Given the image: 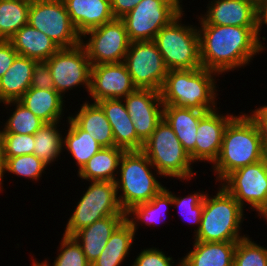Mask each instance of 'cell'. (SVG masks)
<instances>
[{
  "label": "cell",
  "mask_w": 267,
  "mask_h": 266,
  "mask_svg": "<svg viewBox=\"0 0 267 266\" xmlns=\"http://www.w3.org/2000/svg\"><path fill=\"white\" fill-rule=\"evenodd\" d=\"M28 23L45 33L60 48L81 44V35L71 22L63 0H31Z\"/></svg>",
  "instance_id": "10"
},
{
  "label": "cell",
  "mask_w": 267,
  "mask_h": 266,
  "mask_svg": "<svg viewBox=\"0 0 267 266\" xmlns=\"http://www.w3.org/2000/svg\"><path fill=\"white\" fill-rule=\"evenodd\" d=\"M108 119L115 141V147L125 151H141L144 143L137 137L133 121L123 99H104L97 102Z\"/></svg>",
  "instance_id": "19"
},
{
  "label": "cell",
  "mask_w": 267,
  "mask_h": 266,
  "mask_svg": "<svg viewBox=\"0 0 267 266\" xmlns=\"http://www.w3.org/2000/svg\"><path fill=\"white\" fill-rule=\"evenodd\" d=\"M31 87L47 90L55 89L47 60L35 61Z\"/></svg>",
  "instance_id": "41"
},
{
  "label": "cell",
  "mask_w": 267,
  "mask_h": 266,
  "mask_svg": "<svg viewBox=\"0 0 267 266\" xmlns=\"http://www.w3.org/2000/svg\"><path fill=\"white\" fill-rule=\"evenodd\" d=\"M49 166L45 164L41 159L36 157L34 154H25L16 157H5V168L2 176L0 177V192L3 191V177L5 173L8 175L13 174L20 178H25L26 180H32L33 182H38L42 177V174H45V170Z\"/></svg>",
  "instance_id": "35"
},
{
  "label": "cell",
  "mask_w": 267,
  "mask_h": 266,
  "mask_svg": "<svg viewBox=\"0 0 267 266\" xmlns=\"http://www.w3.org/2000/svg\"><path fill=\"white\" fill-rule=\"evenodd\" d=\"M9 41L19 55L36 61L48 60L60 49L45 33L29 23L22 26Z\"/></svg>",
  "instance_id": "26"
},
{
  "label": "cell",
  "mask_w": 267,
  "mask_h": 266,
  "mask_svg": "<svg viewBox=\"0 0 267 266\" xmlns=\"http://www.w3.org/2000/svg\"><path fill=\"white\" fill-rule=\"evenodd\" d=\"M197 29L202 67L219 75L244 68L267 49L259 27L200 24Z\"/></svg>",
  "instance_id": "1"
},
{
  "label": "cell",
  "mask_w": 267,
  "mask_h": 266,
  "mask_svg": "<svg viewBox=\"0 0 267 266\" xmlns=\"http://www.w3.org/2000/svg\"><path fill=\"white\" fill-rule=\"evenodd\" d=\"M142 0H110L112 13L115 18L121 19Z\"/></svg>",
  "instance_id": "44"
},
{
  "label": "cell",
  "mask_w": 267,
  "mask_h": 266,
  "mask_svg": "<svg viewBox=\"0 0 267 266\" xmlns=\"http://www.w3.org/2000/svg\"><path fill=\"white\" fill-rule=\"evenodd\" d=\"M199 191V192H198ZM193 191L192 193H188L187 196H179L175 193H172V206L178 208V213L182 217L181 219H184L186 222H188V225L194 226V232L193 236L197 233L200 223H201V217H202V211L204 207V196L207 193L204 190L200 191ZM194 193V194H193Z\"/></svg>",
  "instance_id": "36"
},
{
  "label": "cell",
  "mask_w": 267,
  "mask_h": 266,
  "mask_svg": "<svg viewBox=\"0 0 267 266\" xmlns=\"http://www.w3.org/2000/svg\"><path fill=\"white\" fill-rule=\"evenodd\" d=\"M136 234L125 219L112 233L100 256L91 266H121L133 248Z\"/></svg>",
  "instance_id": "30"
},
{
  "label": "cell",
  "mask_w": 267,
  "mask_h": 266,
  "mask_svg": "<svg viewBox=\"0 0 267 266\" xmlns=\"http://www.w3.org/2000/svg\"><path fill=\"white\" fill-rule=\"evenodd\" d=\"M59 244V247H57L58 256L53 260L52 266H91L80 244L73 236L63 234ZM45 261L51 266L47 258Z\"/></svg>",
  "instance_id": "38"
},
{
  "label": "cell",
  "mask_w": 267,
  "mask_h": 266,
  "mask_svg": "<svg viewBox=\"0 0 267 266\" xmlns=\"http://www.w3.org/2000/svg\"><path fill=\"white\" fill-rule=\"evenodd\" d=\"M220 184L246 210L259 215L267 209V157L228 174Z\"/></svg>",
  "instance_id": "12"
},
{
  "label": "cell",
  "mask_w": 267,
  "mask_h": 266,
  "mask_svg": "<svg viewBox=\"0 0 267 266\" xmlns=\"http://www.w3.org/2000/svg\"><path fill=\"white\" fill-rule=\"evenodd\" d=\"M47 61L55 90L62 97L66 98L65 93L82 86L89 93L92 65L81 44L60 48Z\"/></svg>",
  "instance_id": "14"
},
{
  "label": "cell",
  "mask_w": 267,
  "mask_h": 266,
  "mask_svg": "<svg viewBox=\"0 0 267 266\" xmlns=\"http://www.w3.org/2000/svg\"><path fill=\"white\" fill-rule=\"evenodd\" d=\"M239 114L227 124L219 156L211 166L216 183L232 171L265 158L257 124L248 113L241 111Z\"/></svg>",
  "instance_id": "2"
},
{
  "label": "cell",
  "mask_w": 267,
  "mask_h": 266,
  "mask_svg": "<svg viewBox=\"0 0 267 266\" xmlns=\"http://www.w3.org/2000/svg\"><path fill=\"white\" fill-rule=\"evenodd\" d=\"M124 64L137 89L161 90L168 69L154 41L131 42Z\"/></svg>",
  "instance_id": "13"
},
{
  "label": "cell",
  "mask_w": 267,
  "mask_h": 266,
  "mask_svg": "<svg viewBox=\"0 0 267 266\" xmlns=\"http://www.w3.org/2000/svg\"><path fill=\"white\" fill-rule=\"evenodd\" d=\"M6 110L10 106L12 112L6 122L1 126L4 133L33 135L45 122L33 114L19 101H7L3 103ZM7 106V107H6Z\"/></svg>",
  "instance_id": "34"
},
{
  "label": "cell",
  "mask_w": 267,
  "mask_h": 266,
  "mask_svg": "<svg viewBox=\"0 0 267 266\" xmlns=\"http://www.w3.org/2000/svg\"><path fill=\"white\" fill-rule=\"evenodd\" d=\"M184 12L164 26L154 39L168 71L202 67L198 26L185 25Z\"/></svg>",
  "instance_id": "7"
},
{
  "label": "cell",
  "mask_w": 267,
  "mask_h": 266,
  "mask_svg": "<svg viewBox=\"0 0 267 266\" xmlns=\"http://www.w3.org/2000/svg\"><path fill=\"white\" fill-rule=\"evenodd\" d=\"M237 242L193 241V247L181 257L182 266H233Z\"/></svg>",
  "instance_id": "23"
},
{
  "label": "cell",
  "mask_w": 267,
  "mask_h": 266,
  "mask_svg": "<svg viewBox=\"0 0 267 266\" xmlns=\"http://www.w3.org/2000/svg\"><path fill=\"white\" fill-rule=\"evenodd\" d=\"M137 137L144 143L163 119L160 91L136 89L123 98Z\"/></svg>",
  "instance_id": "16"
},
{
  "label": "cell",
  "mask_w": 267,
  "mask_h": 266,
  "mask_svg": "<svg viewBox=\"0 0 267 266\" xmlns=\"http://www.w3.org/2000/svg\"><path fill=\"white\" fill-rule=\"evenodd\" d=\"M136 89L124 62L92 65L90 101L123 99Z\"/></svg>",
  "instance_id": "15"
},
{
  "label": "cell",
  "mask_w": 267,
  "mask_h": 266,
  "mask_svg": "<svg viewBox=\"0 0 267 266\" xmlns=\"http://www.w3.org/2000/svg\"><path fill=\"white\" fill-rule=\"evenodd\" d=\"M34 59L18 55L0 78V103L18 101L31 87Z\"/></svg>",
  "instance_id": "27"
},
{
  "label": "cell",
  "mask_w": 267,
  "mask_h": 266,
  "mask_svg": "<svg viewBox=\"0 0 267 266\" xmlns=\"http://www.w3.org/2000/svg\"><path fill=\"white\" fill-rule=\"evenodd\" d=\"M31 0H0V40H9L28 24Z\"/></svg>",
  "instance_id": "33"
},
{
  "label": "cell",
  "mask_w": 267,
  "mask_h": 266,
  "mask_svg": "<svg viewBox=\"0 0 267 266\" xmlns=\"http://www.w3.org/2000/svg\"><path fill=\"white\" fill-rule=\"evenodd\" d=\"M256 109L249 111V116L255 121L258 126L262 147L264 150L265 157H267V105L255 107Z\"/></svg>",
  "instance_id": "42"
},
{
  "label": "cell",
  "mask_w": 267,
  "mask_h": 266,
  "mask_svg": "<svg viewBox=\"0 0 267 266\" xmlns=\"http://www.w3.org/2000/svg\"><path fill=\"white\" fill-rule=\"evenodd\" d=\"M18 55L9 40H0V78L10 68Z\"/></svg>",
  "instance_id": "43"
},
{
  "label": "cell",
  "mask_w": 267,
  "mask_h": 266,
  "mask_svg": "<svg viewBox=\"0 0 267 266\" xmlns=\"http://www.w3.org/2000/svg\"><path fill=\"white\" fill-rule=\"evenodd\" d=\"M89 186L80 196L70 215L64 235L73 236L77 231L88 227L107 216H126L120 205L115 182L88 181Z\"/></svg>",
  "instance_id": "8"
},
{
  "label": "cell",
  "mask_w": 267,
  "mask_h": 266,
  "mask_svg": "<svg viewBox=\"0 0 267 266\" xmlns=\"http://www.w3.org/2000/svg\"><path fill=\"white\" fill-rule=\"evenodd\" d=\"M141 151L164 178L190 182L196 176L189 154L164 119L144 142Z\"/></svg>",
  "instance_id": "6"
},
{
  "label": "cell",
  "mask_w": 267,
  "mask_h": 266,
  "mask_svg": "<svg viewBox=\"0 0 267 266\" xmlns=\"http://www.w3.org/2000/svg\"><path fill=\"white\" fill-rule=\"evenodd\" d=\"M206 12L196 15L199 24L258 27L257 8L247 0L208 1Z\"/></svg>",
  "instance_id": "18"
},
{
  "label": "cell",
  "mask_w": 267,
  "mask_h": 266,
  "mask_svg": "<svg viewBox=\"0 0 267 266\" xmlns=\"http://www.w3.org/2000/svg\"><path fill=\"white\" fill-rule=\"evenodd\" d=\"M257 217H260L259 219L263 218L264 221H266L267 224V209L263 210Z\"/></svg>",
  "instance_id": "48"
},
{
  "label": "cell",
  "mask_w": 267,
  "mask_h": 266,
  "mask_svg": "<svg viewBox=\"0 0 267 266\" xmlns=\"http://www.w3.org/2000/svg\"><path fill=\"white\" fill-rule=\"evenodd\" d=\"M67 130L63 135V150L65 149L73 158L79 172L82 167L95 155L102 146L82 130L69 116L66 118ZM66 133V134H65Z\"/></svg>",
  "instance_id": "31"
},
{
  "label": "cell",
  "mask_w": 267,
  "mask_h": 266,
  "mask_svg": "<svg viewBox=\"0 0 267 266\" xmlns=\"http://www.w3.org/2000/svg\"><path fill=\"white\" fill-rule=\"evenodd\" d=\"M60 122L45 123L34 133L33 154L50 167L53 162H58L62 158L60 154L63 155L65 151L62 133L64 131H60Z\"/></svg>",
  "instance_id": "32"
},
{
  "label": "cell",
  "mask_w": 267,
  "mask_h": 266,
  "mask_svg": "<svg viewBox=\"0 0 267 266\" xmlns=\"http://www.w3.org/2000/svg\"><path fill=\"white\" fill-rule=\"evenodd\" d=\"M1 128V127H0ZM5 168V157H4V132L3 128L0 129V177L3 174Z\"/></svg>",
  "instance_id": "46"
},
{
  "label": "cell",
  "mask_w": 267,
  "mask_h": 266,
  "mask_svg": "<svg viewBox=\"0 0 267 266\" xmlns=\"http://www.w3.org/2000/svg\"><path fill=\"white\" fill-rule=\"evenodd\" d=\"M125 150L119 147H102L77 173L81 180L115 182L119 163Z\"/></svg>",
  "instance_id": "29"
},
{
  "label": "cell",
  "mask_w": 267,
  "mask_h": 266,
  "mask_svg": "<svg viewBox=\"0 0 267 266\" xmlns=\"http://www.w3.org/2000/svg\"><path fill=\"white\" fill-rule=\"evenodd\" d=\"M233 266H267V247L246 236L236 244Z\"/></svg>",
  "instance_id": "37"
},
{
  "label": "cell",
  "mask_w": 267,
  "mask_h": 266,
  "mask_svg": "<svg viewBox=\"0 0 267 266\" xmlns=\"http://www.w3.org/2000/svg\"><path fill=\"white\" fill-rule=\"evenodd\" d=\"M130 43L125 25L119 18L88 30L81 36V45L91 65L124 62Z\"/></svg>",
  "instance_id": "11"
},
{
  "label": "cell",
  "mask_w": 267,
  "mask_h": 266,
  "mask_svg": "<svg viewBox=\"0 0 267 266\" xmlns=\"http://www.w3.org/2000/svg\"><path fill=\"white\" fill-rule=\"evenodd\" d=\"M216 195L208 192L204 196L201 223L194 241L200 242H238L248 236L242 235L245 220L244 208L220 184Z\"/></svg>",
  "instance_id": "4"
},
{
  "label": "cell",
  "mask_w": 267,
  "mask_h": 266,
  "mask_svg": "<svg viewBox=\"0 0 267 266\" xmlns=\"http://www.w3.org/2000/svg\"><path fill=\"white\" fill-rule=\"evenodd\" d=\"M125 219L126 216H107L73 235L90 264L100 256L112 233Z\"/></svg>",
  "instance_id": "22"
},
{
  "label": "cell",
  "mask_w": 267,
  "mask_h": 266,
  "mask_svg": "<svg viewBox=\"0 0 267 266\" xmlns=\"http://www.w3.org/2000/svg\"><path fill=\"white\" fill-rule=\"evenodd\" d=\"M207 112L172 105L163 106V119L173 129L194 164L196 131L200 119Z\"/></svg>",
  "instance_id": "21"
},
{
  "label": "cell",
  "mask_w": 267,
  "mask_h": 266,
  "mask_svg": "<svg viewBox=\"0 0 267 266\" xmlns=\"http://www.w3.org/2000/svg\"><path fill=\"white\" fill-rule=\"evenodd\" d=\"M217 77H220L218 73L203 67L168 71L160 90L163 105L199 111L216 110L217 104H220L217 101L220 90L216 84L220 79Z\"/></svg>",
  "instance_id": "3"
},
{
  "label": "cell",
  "mask_w": 267,
  "mask_h": 266,
  "mask_svg": "<svg viewBox=\"0 0 267 266\" xmlns=\"http://www.w3.org/2000/svg\"><path fill=\"white\" fill-rule=\"evenodd\" d=\"M78 112L69 117L84 131L90 134L102 147L115 146L111 125L105 112L96 102L85 100Z\"/></svg>",
  "instance_id": "24"
},
{
  "label": "cell",
  "mask_w": 267,
  "mask_h": 266,
  "mask_svg": "<svg viewBox=\"0 0 267 266\" xmlns=\"http://www.w3.org/2000/svg\"><path fill=\"white\" fill-rule=\"evenodd\" d=\"M208 111L199 121L195 143V163L204 162L207 164L217 160L221 146L224 130L229 121L235 116L233 113Z\"/></svg>",
  "instance_id": "17"
},
{
  "label": "cell",
  "mask_w": 267,
  "mask_h": 266,
  "mask_svg": "<svg viewBox=\"0 0 267 266\" xmlns=\"http://www.w3.org/2000/svg\"><path fill=\"white\" fill-rule=\"evenodd\" d=\"M257 19H258V27L260 33L262 32V27L266 25L267 27V0H264L258 7H257Z\"/></svg>",
  "instance_id": "45"
},
{
  "label": "cell",
  "mask_w": 267,
  "mask_h": 266,
  "mask_svg": "<svg viewBox=\"0 0 267 266\" xmlns=\"http://www.w3.org/2000/svg\"><path fill=\"white\" fill-rule=\"evenodd\" d=\"M18 101L45 123L65 121L66 101L55 89L30 87Z\"/></svg>",
  "instance_id": "25"
},
{
  "label": "cell",
  "mask_w": 267,
  "mask_h": 266,
  "mask_svg": "<svg viewBox=\"0 0 267 266\" xmlns=\"http://www.w3.org/2000/svg\"><path fill=\"white\" fill-rule=\"evenodd\" d=\"M157 177L163 178L142 151L124 152L115 185L125 213L133 206L149 202L164 188Z\"/></svg>",
  "instance_id": "5"
},
{
  "label": "cell",
  "mask_w": 267,
  "mask_h": 266,
  "mask_svg": "<svg viewBox=\"0 0 267 266\" xmlns=\"http://www.w3.org/2000/svg\"><path fill=\"white\" fill-rule=\"evenodd\" d=\"M34 152V134L4 133V157H16Z\"/></svg>",
  "instance_id": "39"
},
{
  "label": "cell",
  "mask_w": 267,
  "mask_h": 266,
  "mask_svg": "<svg viewBox=\"0 0 267 266\" xmlns=\"http://www.w3.org/2000/svg\"><path fill=\"white\" fill-rule=\"evenodd\" d=\"M142 251L134 258L131 266H179L181 260L177 264H174V258L167 256L162 249L146 248L141 249Z\"/></svg>",
  "instance_id": "40"
},
{
  "label": "cell",
  "mask_w": 267,
  "mask_h": 266,
  "mask_svg": "<svg viewBox=\"0 0 267 266\" xmlns=\"http://www.w3.org/2000/svg\"><path fill=\"white\" fill-rule=\"evenodd\" d=\"M247 1H249L257 8L264 0H247Z\"/></svg>",
  "instance_id": "49"
},
{
  "label": "cell",
  "mask_w": 267,
  "mask_h": 266,
  "mask_svg": "<svg viewBox=\"0 0 267 266\" xmlns=\"http://www.w3.org/2000/svg\"><path fill=\"white\" fill-rule=\"evenodd\" d=\"M71 22L82 36L88 30L115 19L110 0H63Z\"/></svg>",
  "instance_id": "20"
},
{
  "label": "cell",
  "mask_w": 267,
  "mask_h": 266,
  "mask_svg": "<svg viewBox=\"0 0 267 266\" xmlns=\"http://www.w3.org/2000/svg\"><path fill=\"white\" fill-rule=\"evenodd\" d=\"M169 207L172 206V191L164 187L149 202L133 206L126 212V220L131 224L137 235L140 225L151 227L158 226L169 215ZM168 213V214H167ZM166 216V217H165ZM165 217V218H164Z\"/></svg>",
  "instance_id": "28"
},
{
  "label": "cell",
  "mask_w": 267,
  "mask_h": 266,
  "mask_svg": "<svg viewBox=\"0 0 267 266\" xmlns=\"http://www.w3.org/2000/svg\"><path fill=\"white\" fill-rule=\"evenodd\" d=\"M183 0H142L123 21L129 40L154 41L156 34L184 9Z\"/></svg>",
  "instance_id": "9"
},
{
  "label": "cell",
  "mask_w": 267,
  "mask_h": 266,
  "mask_svg": "<svg viewBox=\"0 0 267 266\" xmlns=\"http://www.w3.org/2000/svg\"><path fill=\"white\" fill-rule=\"evenodd\" d=\"M32 266H50L45 260L39 262L36 258L32 260Z\"/></svg>",
  "instance_id": "47"
}]
</instances>
